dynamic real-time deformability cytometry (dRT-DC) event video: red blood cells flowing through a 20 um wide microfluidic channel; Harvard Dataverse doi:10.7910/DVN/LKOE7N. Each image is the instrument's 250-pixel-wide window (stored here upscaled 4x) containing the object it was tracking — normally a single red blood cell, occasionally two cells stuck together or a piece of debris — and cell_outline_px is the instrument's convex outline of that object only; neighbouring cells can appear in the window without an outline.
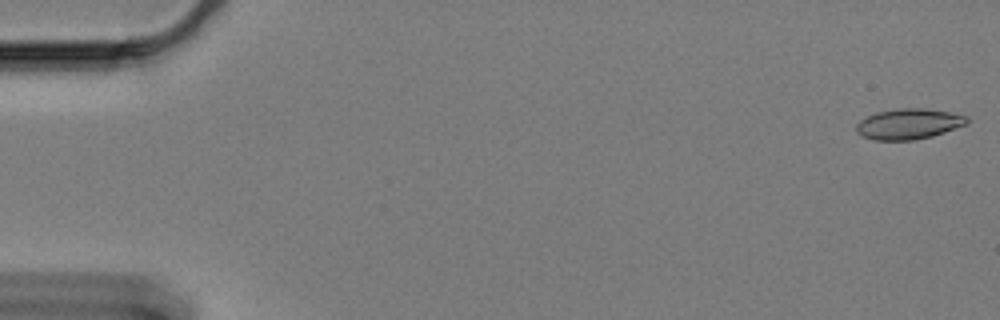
{"species": "Egyptian fruit bat (a non-hibernating species)", "species_latin": "Rousettus aegyptiacus", "temperature_condition": "cold", "stored_images_in_passage": 55, "camera_frame_rate_fps": 3000, "um_per_image_px": 0.085, "animal": {"sex": "female"}, "frame": {"image": 1, "passage_image": 1, "time_ms": 0.0, "image_size_px": [1000, 320], "cell_outline_px": [[968, 120], [964, 124], [944, 132], [932, 136], [912, 140], [872, 140], [856, 132], [856, 124], [860, 120], [876, 112], [900, 108], [924, 108], [948, 112], [968, 116]], "centroid_in_image_um": [77.2, 10.53], "position_along_channel_um": 7.8, "area_um2": 19.48}}
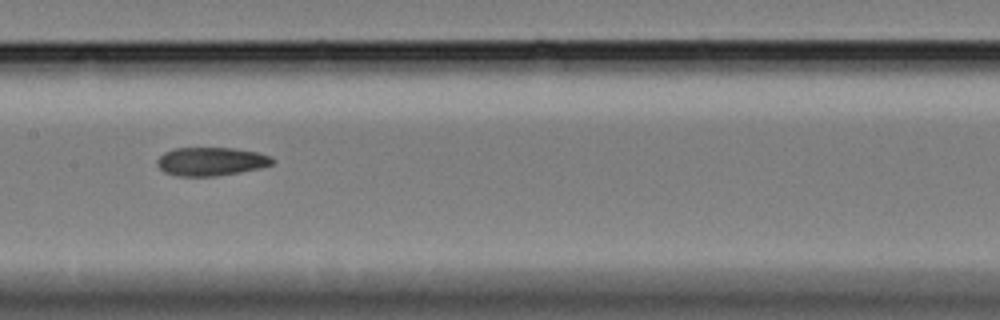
{"frame": {"image": 2, "passage_image": 30, "time_ms": 9.667, "image_size_px": [1000, 320], "cell_outline_px": [[276, 160], [272, 164], [260, 168], [240, 172], [216, 176], [176, 176], [164, 172], [156, 164], [156, 160], [164, 152], [172, 148], [232, 148], [256, 152], [272, 156]], "centroid_in_image_um": [17.92, 13.72], "position_along_channel_um": 189.5, "area_um2": 19.25}}
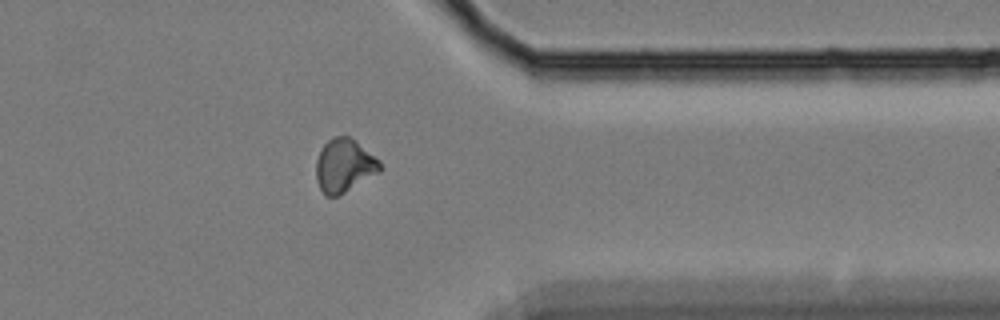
{"frame": {"image": 3, "passage_image": 48, "time_ms": 15.667, "image_size_px": [1000, 320], "cell_outline_px": [[380, 172], [344, 192], [336, 196], [324, 196], [316, 180], [316, 160], [324, 144], [332, 136], [348, 136], [356, 140], [380, 160]], "centroid_in_image_um": [29.25, 14.06], "position_along_channel_um": 382.1, "area_um2": 19.83}}